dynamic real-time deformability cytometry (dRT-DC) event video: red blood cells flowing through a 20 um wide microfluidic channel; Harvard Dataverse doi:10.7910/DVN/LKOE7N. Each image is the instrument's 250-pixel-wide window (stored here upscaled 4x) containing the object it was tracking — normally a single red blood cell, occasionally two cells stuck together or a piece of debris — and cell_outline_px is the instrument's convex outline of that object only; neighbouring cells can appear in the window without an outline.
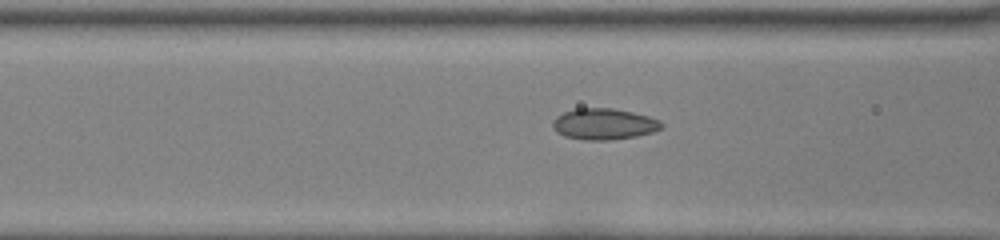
{"species": "common noctule bat (a hibernating species)", "species_latin": "Nyctalus noctula", "temperature_condition": "room temperature", "stored_images_in_passage": 30, "camera_frame_rate_fps": 3000, "um_per_image_px": 0.085, "animal": {"sex": "female", "body_mass_g": 22.0, "forearm_length_mm": 56.7}, "frame": {"image": 1, "passage_image": 15, "time_ms": 4.667, "image_size_px": [1000, 240], "cell_outline_px": [[664, 124], [660, 128], [652, 132], [636, 136], [612, 140], [588, 140], [564, 136], [556, 132], [552, 124], [552, 120], [556, 116], [564, 112], [576, 108], [612, 108], [632, 112], [648, 116], [660, 120]], "centroid_in_image_um": [51.32, 10.54], "position_along_channel_um": 115.3, "area_um2": 19.77}}
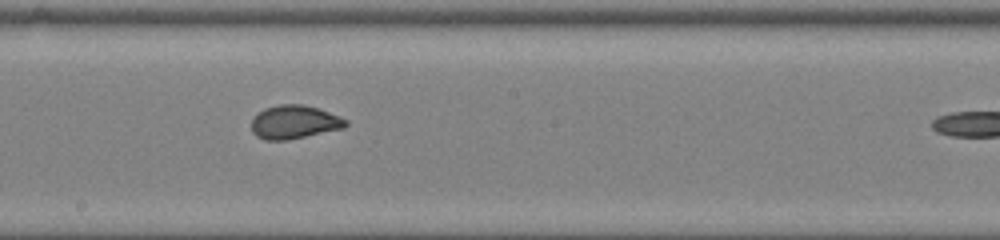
{"frame": {"image": 2, "passage_image": 23, "time_ms": 7.333, "image_size_px": [1000, 240], "cell_outline_px": [[348, 124], [344, 128], [288, 140], [264, 140], [256, 136], [252, 132], [252, 120], [264, 108], [280, 104], [304, 104], [320, 108], [340, 116], [348, 120]], "centroid_in_image_um": [25.05, 10.37], "position_along_channel_um": 223.2, "area_um2": 18.55}}
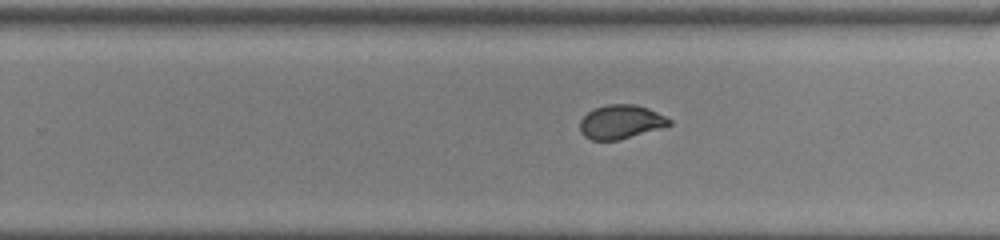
{"frame": {"image": 3, "passage_image": 27, "time_ms": 8.667, "image_size_px": [1000, 240], "cell_outline_px": [[672, 124], [660, 128], [616, 140], [592, 140], [584, 136], [580, 132], [580, 120], [588, 112], [596, 108], [608, 104], [636, 104], [648, 108], [672, 120]], "centroid_in_image_um": [52.75, 10.35], "position_along_channel_um": 277.0, "area_um2": 17.4}}